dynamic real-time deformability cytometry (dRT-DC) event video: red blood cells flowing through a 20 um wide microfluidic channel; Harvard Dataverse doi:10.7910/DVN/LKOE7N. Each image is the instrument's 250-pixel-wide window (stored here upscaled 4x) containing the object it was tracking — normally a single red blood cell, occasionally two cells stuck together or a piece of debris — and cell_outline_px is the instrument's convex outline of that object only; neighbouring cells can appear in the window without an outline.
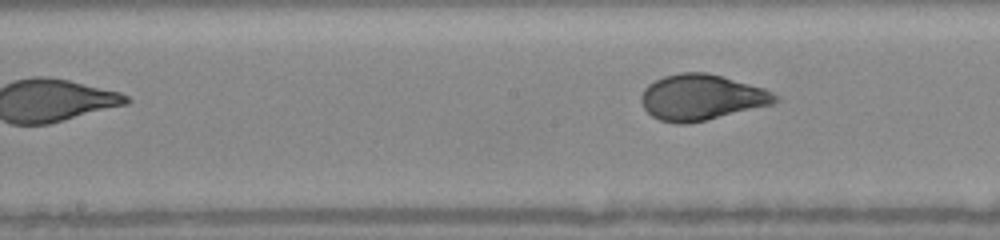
{"species": "human", "species_latin": "Homo sapiens", "temperature_condition": "warm", "stored_images_in_passage": 20, "camera_frame_rate_fps": 3000, "um_per_image_px": 0.085, "donor": {"sex": "female"}, "frame": {"image": 1, "passage_image": 20, "time_ms": 8.333, "image_size_px": [1000, 240], "cell_outline_px": [[780, 100], [772, 104], [688, 124], [676, 124], [660, 120], [652, 116], [644, 108], [640, 100], [640, 96], [644, 88], [648, 84], [664, 76], [680, 72], [708, 72], [764, 88], [780, 96]], "centroid_in_image_um": [59.61, 8.27], "position_along_channel_um": 188.6, "area_um2": 35.72}}